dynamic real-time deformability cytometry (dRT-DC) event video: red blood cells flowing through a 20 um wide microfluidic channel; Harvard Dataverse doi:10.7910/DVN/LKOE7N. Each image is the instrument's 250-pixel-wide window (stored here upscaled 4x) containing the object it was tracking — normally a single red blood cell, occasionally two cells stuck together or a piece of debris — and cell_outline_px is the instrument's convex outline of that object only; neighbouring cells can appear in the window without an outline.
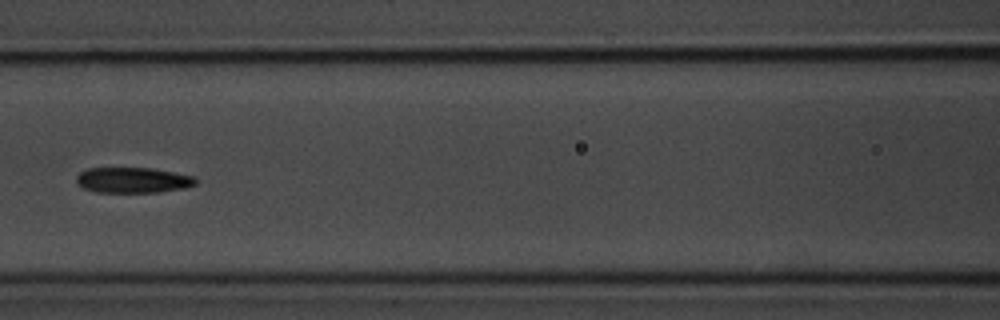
{"species": "common noctule bat (a hibernating species)", "species_latin": "Nyctalus noctula", "temperature_condition": "room temperature", "stored_images_in_passage": 5, "camera_frame_rate_fps": 3000, "um_per_image_px": 0.085, "animal": {"sex": "male", "body_mass_g": 20.1, "forearm_length_mm": 53.5}, "frame": {"image": 1, "passage_image": 5, "time_ms": 4.667, "image_size_px": [1000, 320], "cell_outline_px": [[196, 184], [184, 188], [160, 192], [96, 192], [84, 188], [76, 184], [76, 176], [80, 172], [88, 168], [152, 168], [196, 176]], "centroid_in_image_um": [11.29, 15.31], "position_along_channel_um": 155.3, "area_um2": 17.86}}